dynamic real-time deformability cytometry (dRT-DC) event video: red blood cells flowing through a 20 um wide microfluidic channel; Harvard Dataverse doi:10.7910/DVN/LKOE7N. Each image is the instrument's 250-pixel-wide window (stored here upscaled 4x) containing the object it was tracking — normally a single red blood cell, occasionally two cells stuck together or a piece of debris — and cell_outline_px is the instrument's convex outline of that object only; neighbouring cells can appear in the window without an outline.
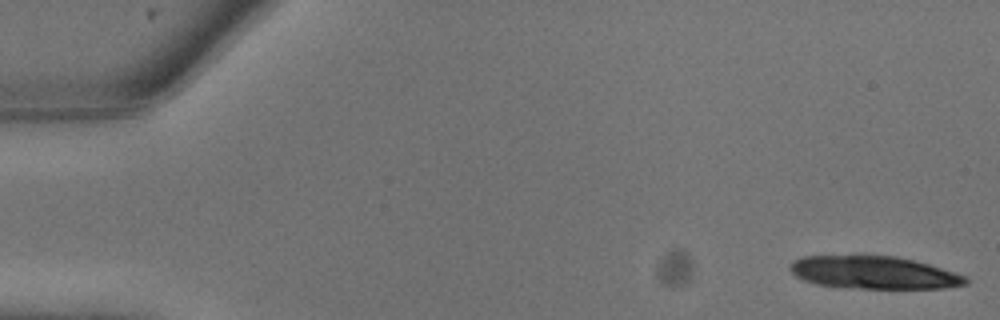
{"species": "common noctule bat (a hibernating species)", "species_latin": "Nyctalus noctula", "temperature_condition": "warm", "stored_images_in_passage": 15, "camera_frame_rate_fps": 3000, "um_per_image_px": 0.085, "animal": {"sex": "male", "body_mass_g": 13.3}, "frame": {"image": 1, "passage_image": 1, "time_ms": 0.0, "image_size_px": [1000, 320], "cell_outline_px": [[968, 284], [944, 288], [836, 288], [816, 284], [804, 280], [796, 276], [788, 268], [800, 256], [896, 256], [916, 260], [968, 276]], "centroid_in_image_um": [74.3, 23.18], "position_along_channel_um": 10.7, "area_um2": 33.64}}
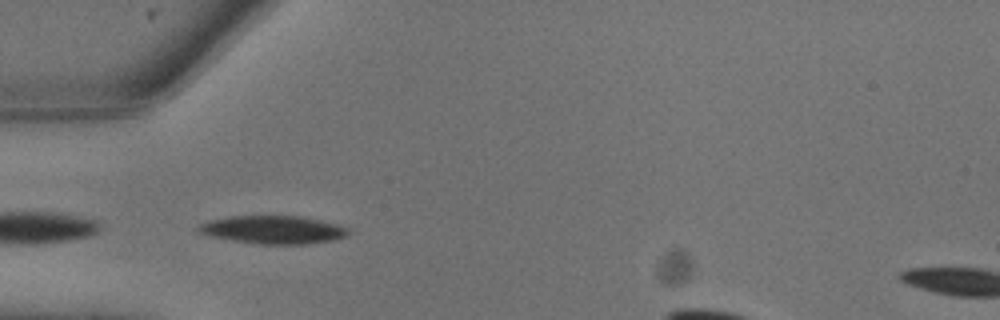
{"frame": {"image": 2, "passage_image": 8, "time_ms": 2.333, "image_size_px": [1000, 320], "cell_outline_px": [[348, 236], [336, 240], [304, 244], [256, 244], [208, 236], [200, 232], [196, 228], [200, 224], [208, 220], [228, 216], [300, 216], [320, 220], [336, 224], [348, 228]], "centroid_in_image_um": [23.2, 19.53], "position_along_channel_um": 61.8, "area_um2": 24.62}}
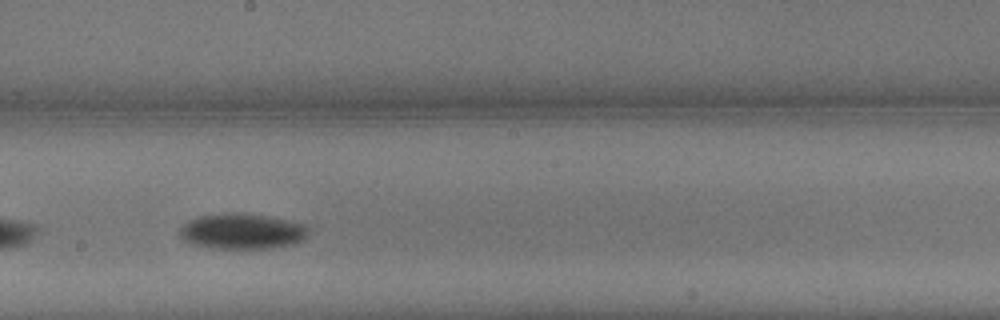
{"frame": {"image": 3, "passage_image": 14, "time_ms": 4.333, "image_size_px": [1000, 320], "cell_outline_px": [[308, 236], [304, 240], [292, 244], [268, 248], [216, 248], [192, 244], [184, 240], [180, 236], [180, 228], [188, 220], [200, 216], [236, 212], [296, 220], [308, 224]], "centroid_in_image_um": [20.65, 19.65], "position_along_channel_um": 227.6, "area_um2": 26.82}}